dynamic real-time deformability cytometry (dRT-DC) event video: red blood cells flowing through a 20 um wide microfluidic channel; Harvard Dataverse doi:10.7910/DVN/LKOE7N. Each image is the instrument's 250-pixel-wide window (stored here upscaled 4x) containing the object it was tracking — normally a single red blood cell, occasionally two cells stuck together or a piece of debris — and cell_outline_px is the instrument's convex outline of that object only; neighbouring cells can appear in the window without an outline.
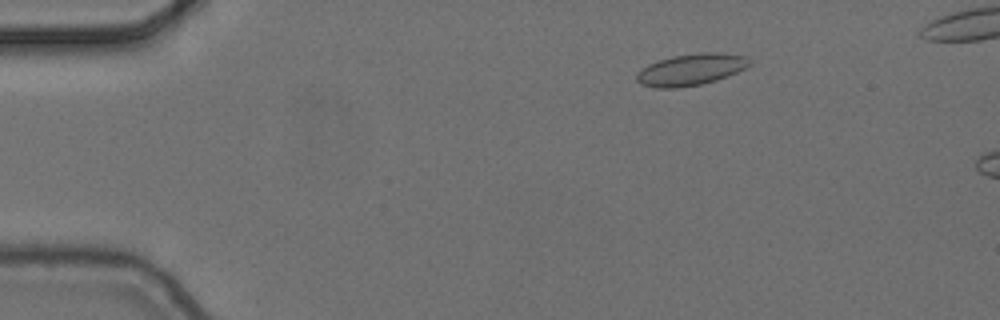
{"species": "common noctule bat (a hibernating species)", "species_latin": "Nyctalus noctula", "temperature_condition": "cold", "stored_images_in_passage": 4, "camera_frame_rate_fps": 3000, "um_per_image_px": 0.085, "animal": {"sex": "female", "body_mass_g": 24.6, "forearm_length_mm": 56.2}, "frame": {"image": 1, "passage_image": 2, "time_ms": 0.333, "image_size_px": [1000, 320], "cell_outline_px": [[752, 64], [728, 76], [716, 80], [700, 84], [676, 88], [656, 88], [640, 84], [636, 80], [636, 76], [648, 64], [672, 56], [700, 52], [720, 52], [748, 56], [752, 60]], "centroid_in_image_um": [58.78, 5.9], "position_along_channel_um": 26.2, "area_um2": 20.81}}